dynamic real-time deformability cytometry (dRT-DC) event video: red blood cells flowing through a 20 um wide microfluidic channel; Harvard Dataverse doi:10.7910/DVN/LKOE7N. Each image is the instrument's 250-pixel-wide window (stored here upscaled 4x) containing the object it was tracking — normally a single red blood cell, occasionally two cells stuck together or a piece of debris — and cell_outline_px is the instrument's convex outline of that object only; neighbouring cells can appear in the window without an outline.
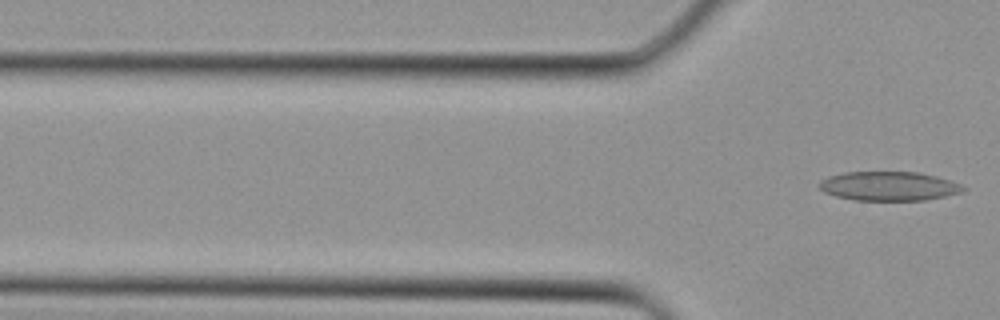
{"species": "Egyptian fruit bat (a non-hibernating species)", "species_latin": "Rousettus aegyptiacus", "temperature_condition": "cold", "stored_images_in_passage": 2, "camera_frame_rate_fps": 3000, "um_per_image_px": 0.085, "animal": {"sex": "female"}, "frame": {"image": 1, "passage_image": 2, "time_ms": 0.333, "image_size_px": [1000, 320], "cell_outline_px": [[968, 188], [964, 192], [924, 200], [852, 200], [836, 196], [824, 192], [820, 188], [820, 180], [828, 176], [844, 172], [920, 172], [936, 176], [960, 184]], "centroid_in_image_um": [75.56, 15.82], "position_along_channel_um": 50.2, "area_um2": 24.45}}